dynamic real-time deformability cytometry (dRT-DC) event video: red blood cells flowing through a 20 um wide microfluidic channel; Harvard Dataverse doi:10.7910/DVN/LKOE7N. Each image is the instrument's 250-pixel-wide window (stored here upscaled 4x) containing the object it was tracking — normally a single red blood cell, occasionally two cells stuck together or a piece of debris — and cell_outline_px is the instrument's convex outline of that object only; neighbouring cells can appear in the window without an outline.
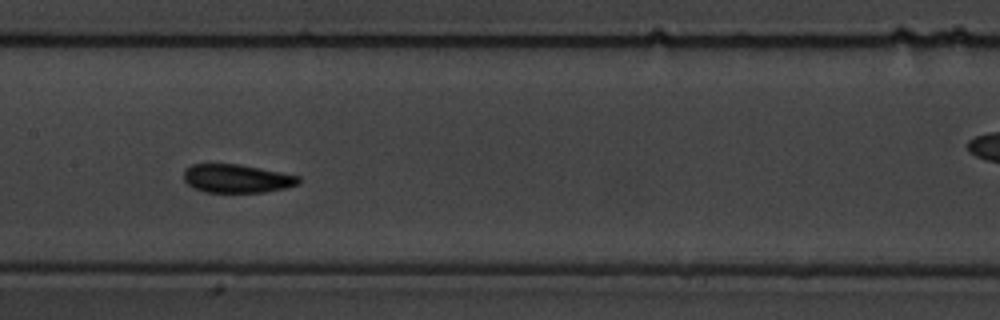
{"species": "common noctule bat (a hibernating species)", "species_latin": "Nyctalus noctula", "temperature_condition": "warm", "stored_images_in_passage": 12, "camera_frame_rate_fps": 3000, "um_per_image_px": 0.085, "animal": {"sex": "male", "body_mass_g": 19.5, "forearm_length_mm": 54.6}, "frame": {"image": 1, "passage_image": 9, "time_ms": 10.333, "image_size_px": [1000, 320], "cell_outline_px": [[300, 184], [284, 188], [264, 192], [204, 192], [192, 188], [184, 180], [184, 168], [192, 164], [240, 164], [300, 176]], "centroid_in_image_um": [20.1, 15.17], "position_along_channel_um": 187.3, "area_um2": 19.13}}
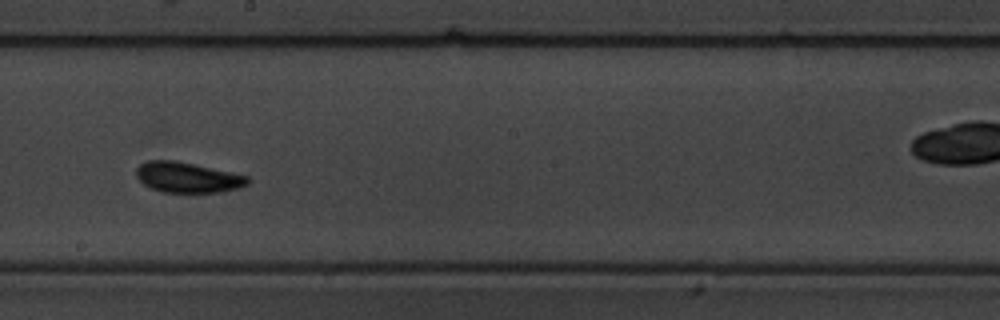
{"frame": {"image": 2, "passage_image": 10, "time_ms": 11.667, "image_size_px": [1000, 320], "cell_outline_px": [[248, 184], [224, 192], [160, 192], [144, 184], [136, 176], [136, 168], [140, 164], [148, 160], [172, 160], [192, 164], [248, 176]], "centroid_in_image_um": [15.9, 15.08], "position_along_channel_um": 232.3, "area_um2": 19.42}}